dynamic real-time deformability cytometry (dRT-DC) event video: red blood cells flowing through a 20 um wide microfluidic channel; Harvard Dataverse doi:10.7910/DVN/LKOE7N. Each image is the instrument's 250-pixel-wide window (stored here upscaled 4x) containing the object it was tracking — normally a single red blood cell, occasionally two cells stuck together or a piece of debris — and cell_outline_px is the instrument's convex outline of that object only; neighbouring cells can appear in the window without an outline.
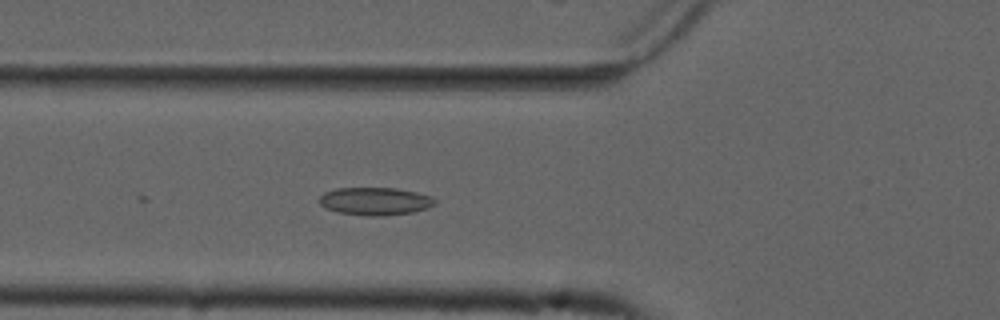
{"species": "common noctule bat (a hibernating species)", "species_latin": "Nyctalus noctula", "temperature_condition": "cold", "stored_images_in_passage": 7, "camera_frame_rate_fps": 3000, "um_per_image_px": 0.085, "animal": {"sex": "male", "forearm_length_mm": 52.5}, "frame": {"image": 1, "passage_image": 4, "time_ms": 1.0, "image_size_px": [1000, 320], "cell_outline_px": [[436, 204], [428, 208], [412, 212], [376, 216], [368, 216], [336, 212], [324, 208], [320, 204], [320, 196], [324, 192], [336, 188], [396, 188], [416, 192], [432, 196], [436, 200]], "centroid_in_image_um": [31.88, 17.1], "position_along_channel_um": 93.9, "area_um2": 18.79}}
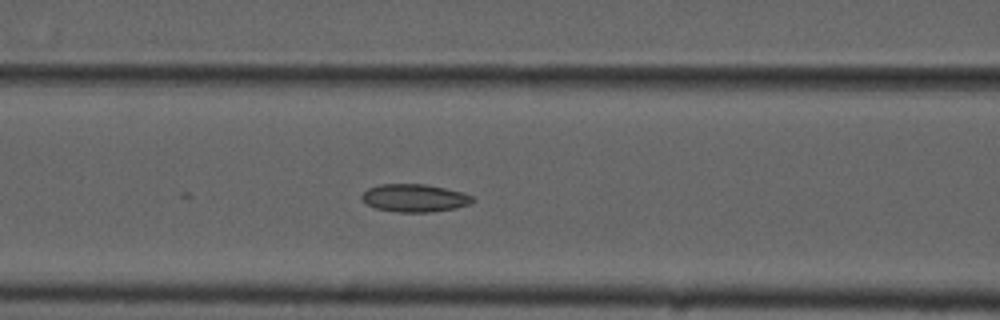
{"frame": {"image": 2, "passage_image": 7, "time_ms": 2.0, "image_size_px": [1000, 320], "cell_outline_px": [[476, 200], [468, 204], [452, 208], [432, 212], [400, 212], [376, 208], [368, 204], [360, 196], [368, 188], [380, 184], [424, 184], [464, 192], [472, 196]], "centroid_in_image_um": [35.24, 16.82], "position_along_channel_um": 131.4, "area_um2": 17.74}}